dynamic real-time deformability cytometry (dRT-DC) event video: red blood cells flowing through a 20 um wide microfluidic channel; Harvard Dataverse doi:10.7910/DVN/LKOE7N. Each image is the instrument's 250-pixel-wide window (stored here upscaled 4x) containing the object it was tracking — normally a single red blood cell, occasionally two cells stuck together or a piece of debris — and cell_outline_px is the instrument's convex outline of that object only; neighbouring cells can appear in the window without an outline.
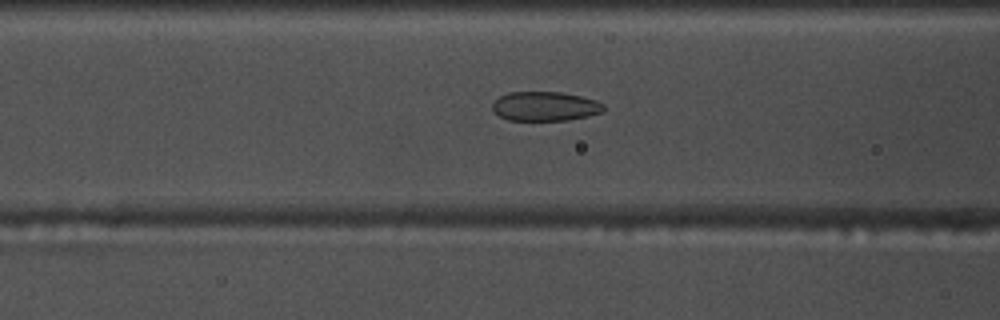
{"species": "common noctule bat (a hibernating species)", "species_latin": "Nyctalus noctula", "temperature_condition": "warm", "stored_images_in_passage": 54, "camera_frame_rate_fps": 3000, "um_per_image_px": 0.085, "animal": {"sex": "male", "body_mass_g": 17.5, "forearm_length_mm": 52.3}, "frame": {"image": 1, "passage_image": 21, "time_ms": 6.667, "image_size_px": [1000, 320], "cell_outline_px": [[604, 112], [588, 116], [568, 120], [508, 120], [500, 116], [492, 108], [492, 104], [500, 96], [508, 92], [560, 92], [580, 96], [596, 100], [604, 104]], "centroid_in_image_um": [46.35, 9.03], "position_along_channel_um": 120.2, "area_um2": 18.96}}
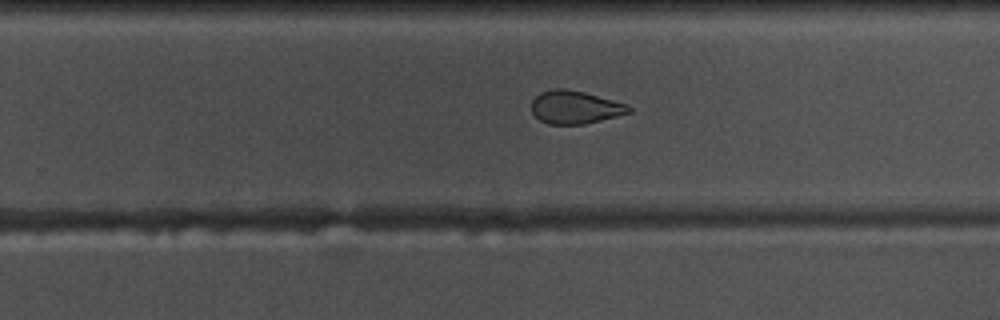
{"frame": {"image": 2, "passage_image": 34, "time_ms": 11.0, "image_size_px": [1000, 320], "cell_outline_px": [[632, 112], [584, 124], [548, 124], [540, 120], [532, 112], [532, 100], [540, 92], [552, 88], [564, 88], [584, 92], [628, 104], [632, 108]], "centroid_in_image_um": [48.88, 9.1], "position_along_channel_um": 280.9, "area_um2": 18.73}}
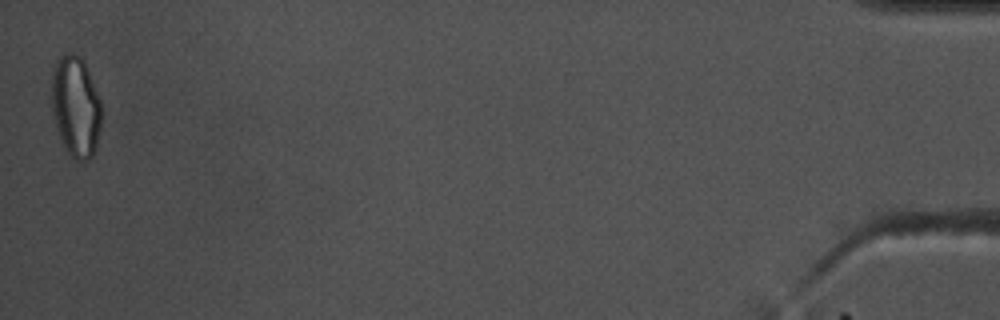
{"frame": {"image": 3, "passage_image": 54, "time_ms": 17.667, "image_size_px": [1000, 320], "cell_outline_px": [[100, 128], [96, 148], [92, 156], [88, 160], [76, 160], [64, 148], [56, 128], [52, 116], [52, 72], [56, 60], [60, 56], [68, 52], [72, 52], [80, 56], [84, 60], [100, 100]], "centroid_in_image_um": [6.42, 9.04], "position_along_channel_um": 428.8, "area_um2": 29.42}, "authors_computed_cell_mechanics": {"area_um2": 21.5883, "velocity_mm_per_s": 3.7091, "shape_relaxation_time_tau1_ms": null, "shape_relaxation_time_tau2_ms": 1.857, "deformation_change_tau1": null, "deformation_change_tau2": 0.0804}}